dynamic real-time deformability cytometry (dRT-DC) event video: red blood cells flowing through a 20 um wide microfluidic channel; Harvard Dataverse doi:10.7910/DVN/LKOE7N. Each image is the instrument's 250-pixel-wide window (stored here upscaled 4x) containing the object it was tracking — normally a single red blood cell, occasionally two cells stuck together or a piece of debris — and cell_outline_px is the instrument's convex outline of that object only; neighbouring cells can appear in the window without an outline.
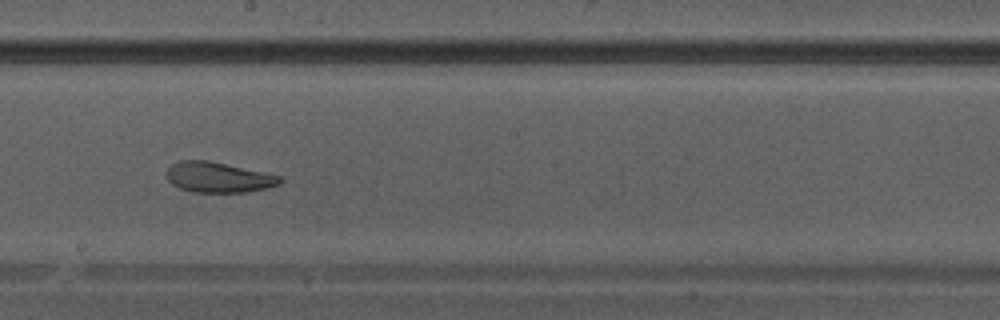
{"species": "Egyptian fruit bat (a non-hibernating species)", "species_latin": "Rousettus aegyptiacus", "temperature_condition": "warm", "stored_images_in_passage": 42, "camera_frame_rate_fps": 3000, "um_per_image_px": 0.085, "animal": {"sex": "male"}, "frame": {"image": 1, "passage_image": 24, "time_ms": 7.667, "image_size_px": [1000, 320], "cell_outline_px": [[284, 180], [280, 184], [268, 188], [248, 192], [192, 192], [180, 188], [172, 184], [168, 180], [168, 168], [172, 164], [180, 160], [208, 160], [280, 176]], "centroid_in_image_um": [18.57, 15.08], "position_along_channel_um": 229.6, "area_um2": 19.94}}